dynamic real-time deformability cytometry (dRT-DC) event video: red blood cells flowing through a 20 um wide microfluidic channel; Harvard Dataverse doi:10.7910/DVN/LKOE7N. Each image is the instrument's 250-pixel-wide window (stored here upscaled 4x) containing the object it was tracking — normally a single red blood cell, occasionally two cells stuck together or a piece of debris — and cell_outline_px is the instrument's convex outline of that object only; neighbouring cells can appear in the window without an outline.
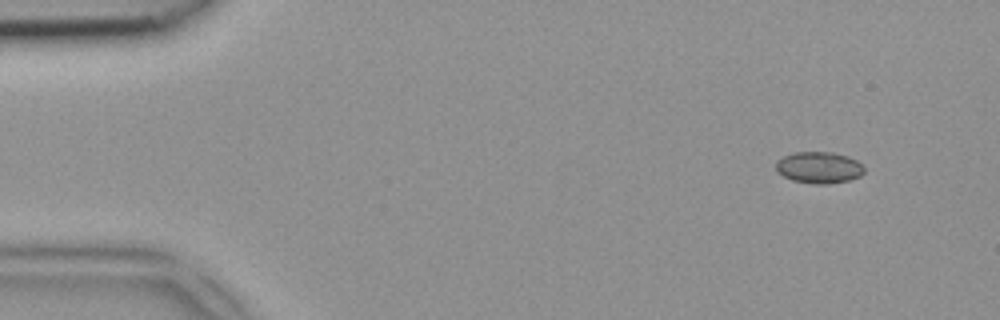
{"species": "common noctule bat (a hibernating species)", "species_latin": "Nyctalus noctula", "temperature_condition": "room temperature", "stored_images_in_passage": 11, "camera_frame_rate_fps": 3000, "um_per_image_px": 0.085, "animal": {"sex": "female", "body_mass_g": 18.4}, "frame": {"image": 1, "passage_image": 1, "time_ms": 0.0, "image_size_px": [1000, 320], "cell_outline_px": [[864, 172], [860, 176], [848, 180], [828, 184], [816, 184], [792, 180], [776, 172], [776, 160], [792, 152], [832, 152], [848, 156], [856, 160], [864, 168]], "centroid_in_image_um": [69.59, 14.23], "position_along_channel_um": 15.4, "area_um2": 16.24}}